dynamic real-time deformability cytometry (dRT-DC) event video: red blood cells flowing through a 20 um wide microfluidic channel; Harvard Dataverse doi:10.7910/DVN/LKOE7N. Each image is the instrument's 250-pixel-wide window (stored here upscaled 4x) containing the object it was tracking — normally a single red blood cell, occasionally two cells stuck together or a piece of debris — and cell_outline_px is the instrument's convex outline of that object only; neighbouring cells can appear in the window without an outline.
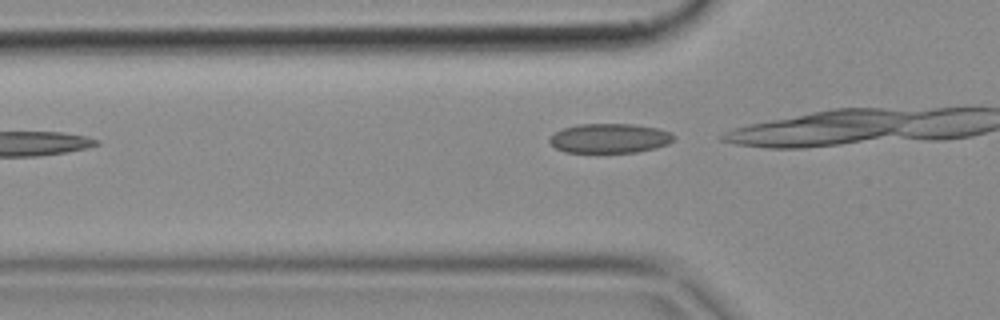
{"species": "common noctule bat (a hibernating species)", "species_latin": "Nyctalus noctula", "temperature_condition": "cold", "stored_images_in_passage": 7, "camera_frame_rate_fps": 3000, "um_per_image_px": 0.085, "animal": {"sex": "female", "body_mass_g": 18.4}, "frame": {"image": 1, "passage_image": 3, "time_ms": 0.667, "image_size_px": [1000, 320], "cell_outline_px": [[676, 136], [668, 144], [656, 148], [636, 152], [564, 152], [556, 148], [548, 140], [556, 132], [564, 128], [576, 124], [632, 124], [656, 128], [672, 132]], "centroid_in_image_um": [51.84, 11.75], "position_along_channel_um": 74.0, "area_um2": 21.27}}
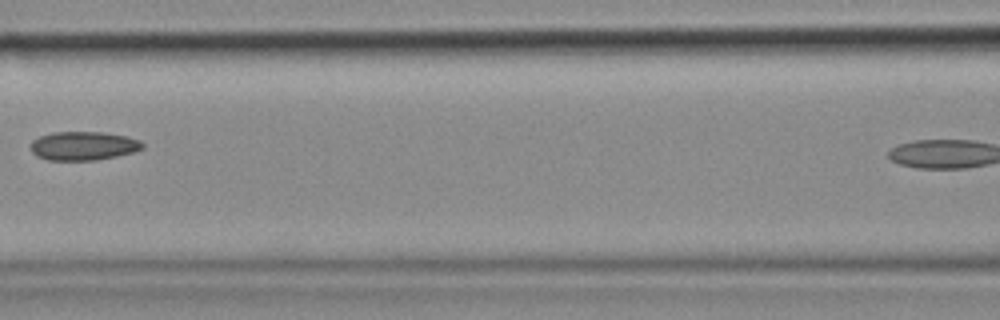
{"frame": {"image": 2, "passage_image": 6, "time_ms": 1.667, "image_size_px": [1000, 320], "cell_outline_px": [[144, 148], [132, 152], [116, 156], [96, 160], [48, 160], [36, 156], [32, 152], [32, 140], [40, 136], [52, 132], [104, 132], [128, 136], [140, 140], [144, 144]], "centroid_in_image_um": [7.1, 12.39], "position_along_channel_um": 159.5, "area_um2": 18.79}}